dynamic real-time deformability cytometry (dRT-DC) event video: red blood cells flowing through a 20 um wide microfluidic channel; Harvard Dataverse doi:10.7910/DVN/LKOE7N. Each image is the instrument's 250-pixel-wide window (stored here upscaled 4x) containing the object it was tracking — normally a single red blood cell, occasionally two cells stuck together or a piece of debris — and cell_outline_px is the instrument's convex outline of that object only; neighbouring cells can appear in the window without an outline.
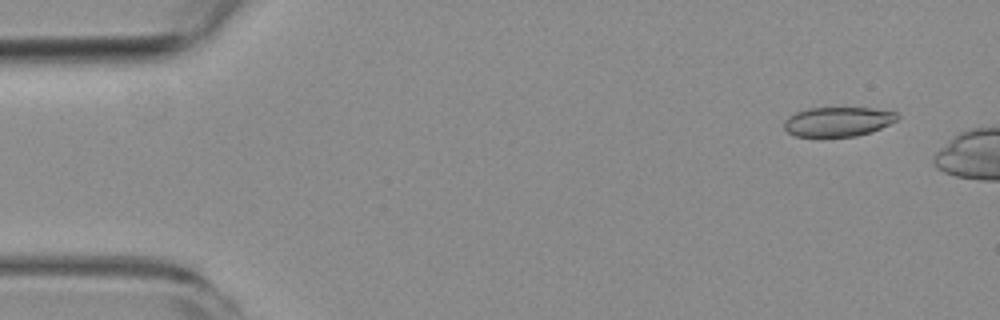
{"species": "common noctule bat (a hibernating species)", "species_latin": "Nyctalus noctula", "temperature_condition": "room temperature", "stored_images_in_passage": 7, "camera_frame_rate_fps": 3000, "um_per_image_px": 0.085, "animal": {"sex": "female", "body_mass_g": 19.3, "forearm_length_mm": 54.1}, "frame": {"image": 1, "passage_image": 2, "time_ms": 0.333, "image_size_px": [1000, 320], "cell_outline_px": [[900, 116], [896, 120], [872, 132], [856, 136], [796, 136], [788, 132], [784, 128], [784, 120], [788, 116], [796, 112], [808, 108], [872, 108], [896, 112]], "centroid_in_image_um": [71.21, 10.33], "position_along_channel_um": 13.8, "area_um2": 19.36}}